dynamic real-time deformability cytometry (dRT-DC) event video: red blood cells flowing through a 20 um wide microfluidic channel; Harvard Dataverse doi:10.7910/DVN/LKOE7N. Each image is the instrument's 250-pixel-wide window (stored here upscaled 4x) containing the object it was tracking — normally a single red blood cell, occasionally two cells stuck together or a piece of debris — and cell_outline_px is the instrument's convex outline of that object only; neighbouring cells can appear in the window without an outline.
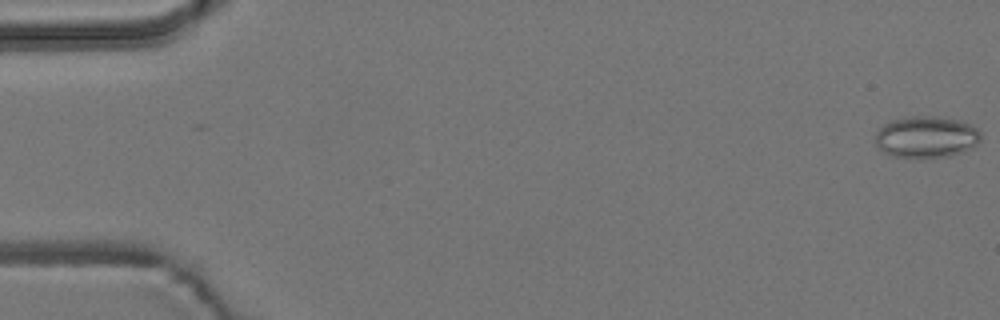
{"species": "common noctule bat (a hibernating species)", "species_latin": "Nyctalus noctula", "temperature_condition": "room temperature", "stored_images_in_passage": 5, "camera_frame_rate_fps": 3000, "um_per_image_px": 0.085, "animal": {"sex": "male", "body_mass_g": 19.2, "forearm_length_mm": 51.8}, "frame": {"image": 1, "passage_image": 1, "time_ms": 0.0, "image_size_px": [1000, 320], "cell_outline_px": [[980, 140], [972, 148], [948, 156], [920, 160], [888, 156], [876, 144], [876, 132], [884, 124], [892, 120], [912, 116], [936, 116], [956, 120], [968, 124], [976, 128], [980, 132]], "centroid_in_image_um": [78.7, 11.68], "position_along_channel_um": 6.3, "area_um2": 25.89}}
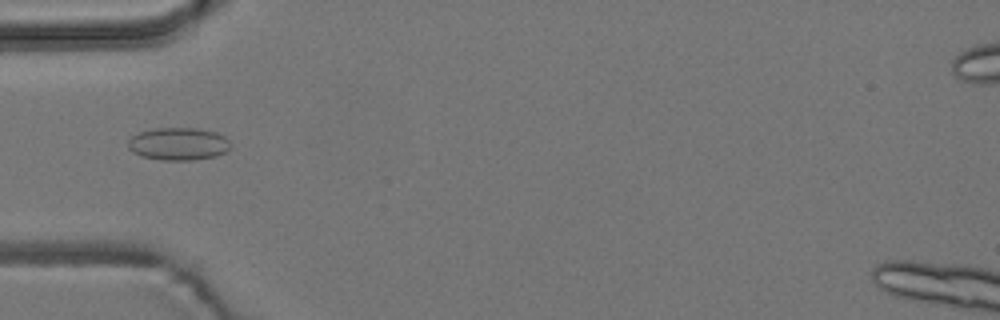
{"frame": {"image": 2, "passage_image": 5, "time_ms": 5.667, "image_size_px": [1000, 320], "cell_outline_px": [[232, 144], [224, 152], [216, 156], [192, 160], [160, 160], [140, 156], [132, 152], [128, 148], [128, 140], [132, 136], [140, 132], [152, 128], [196, 128], [216, 132], [224, 136]], "centroid_in_image_um": [15.14, 12.23], "position_along_channel_um": 69.9, "area_um2": 19.59}}